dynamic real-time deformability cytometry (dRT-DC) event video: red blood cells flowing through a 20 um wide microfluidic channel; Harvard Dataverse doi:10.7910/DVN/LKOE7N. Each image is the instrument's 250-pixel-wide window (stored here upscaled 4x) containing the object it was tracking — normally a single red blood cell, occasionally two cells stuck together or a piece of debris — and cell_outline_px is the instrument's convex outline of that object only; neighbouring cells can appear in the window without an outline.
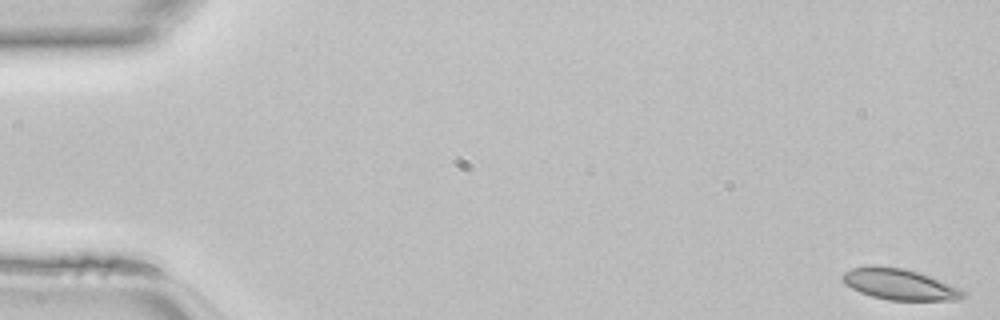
{"species": "common noctule bat (a hibernating species)", "species_latin": "Nyctalus noctula", "temperature_condition": "room temperature", "stored_images_in_passage": 46, "camera_frame_rate_fps": 3000, "um_per_image_px": 0.085, "animal": {"sex": "female", "body_mass_g": 22.7, "forearm_length_mm": 54.2}, "frame": {"image": 1, "passage_image": 1, "time_ms": 0.0, "image_size_px": [1000, 320], "cell_outline_px": [[968, 296], [956, 300], [888, 300], [872, 296], [860, 292], [844, 284], [840, 280], [840, 276], [844, 272], [852, 268], [872, 264], [904, 268], [920, 272], [960, 288], [968, 292]], "centroid_in_image_um": [76.45, 24.15], "position_along_channel_um": 8.5, "area_um2": 22.25}}
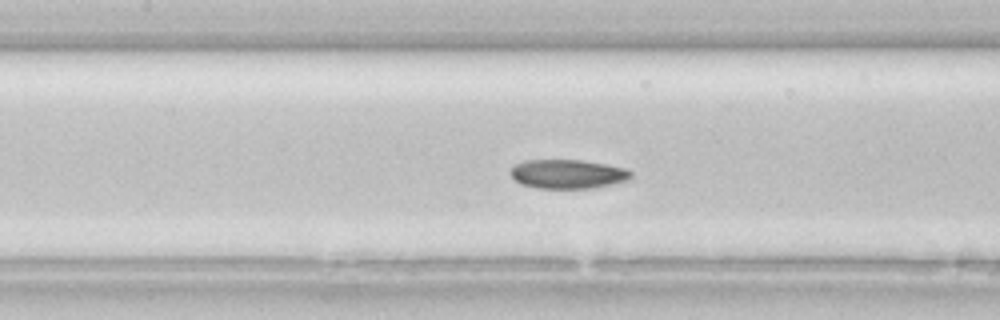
{"frame": {"image": 2, "passage_image": 21, "time_ms": 6.667, "image_size_px": [1000, 320], "cell_outline_px": [[632, 176], [628, 180], [592, 188], [536, 188], [524, 184], [516, 180], [508, 172], [516, 164], [524, 160], [584, 160], [608, 164], [624, 168], [632, 172]], "centroid_in_image_um": [48.27, 14.78], "position_along_channel_um": 159.1, "area_um2": 20.35}}
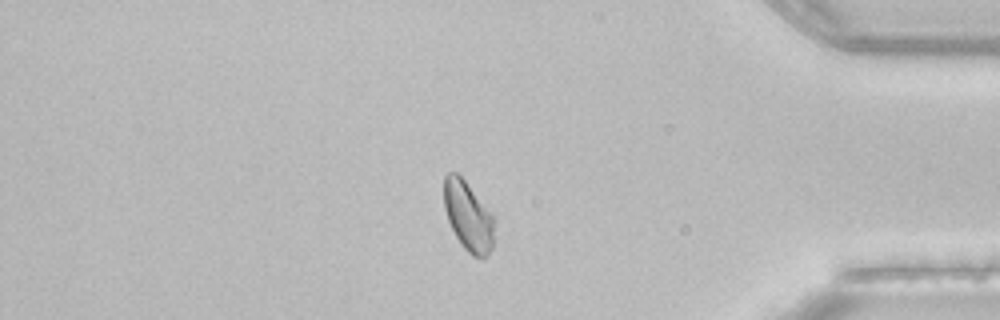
{"frame": {"image": 3, "passage_image": 39, "time_ms": 12.667, "image_size_px": [1000, 320], "cell_outline_px": [[496, 220], [492, 248], [484, 256], [472, 256], [460, 244], [448, 220], [444, 208], [444, 176], [448, 172], [456, 172], [464, 180]], "centroid_in_image_um": [39.79, 18.38], "position_along_channel_um": 395.4, "area_um2": 20.11}}